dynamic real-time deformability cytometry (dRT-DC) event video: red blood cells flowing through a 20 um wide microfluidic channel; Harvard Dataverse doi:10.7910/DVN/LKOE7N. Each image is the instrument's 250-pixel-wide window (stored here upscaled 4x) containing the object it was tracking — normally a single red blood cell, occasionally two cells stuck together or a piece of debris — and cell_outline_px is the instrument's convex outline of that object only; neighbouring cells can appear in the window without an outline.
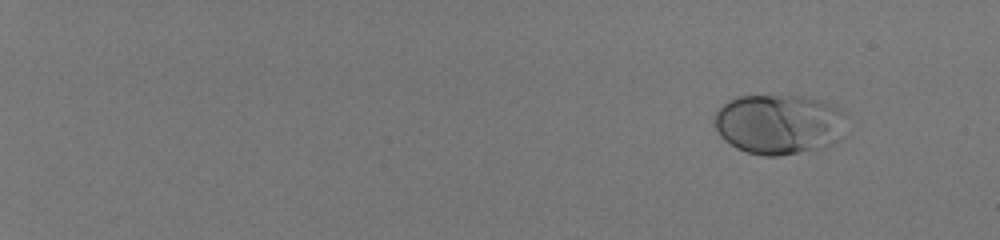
{"species": "human", "species_latin": "Homo sapiens", "temperature_condition": "room temperature", "stored_images_in_passage": 16, "camera_frame_rate_fps": 3000, "um_per_image_px": 0.085, "donor": {"sex": "male"}, "frame": {"image": 1, "passage_image": 1, "time_ms": 0.0, "image_size_px": [1000, 240], "cell_outline_px": [[840, 112], [832, 144], [780, 156], [764, 156], [748, 152], [736, 148], [724, 140], [720, 136], [716, 128], [716, 112], [728, 100], [736, 96], [804, 96], [824, 100], [836, 108]], "centroid_in_image_um": [66.04, 10.54], "position_along_channel_um": 19.0, "area_um2": 44.51}}